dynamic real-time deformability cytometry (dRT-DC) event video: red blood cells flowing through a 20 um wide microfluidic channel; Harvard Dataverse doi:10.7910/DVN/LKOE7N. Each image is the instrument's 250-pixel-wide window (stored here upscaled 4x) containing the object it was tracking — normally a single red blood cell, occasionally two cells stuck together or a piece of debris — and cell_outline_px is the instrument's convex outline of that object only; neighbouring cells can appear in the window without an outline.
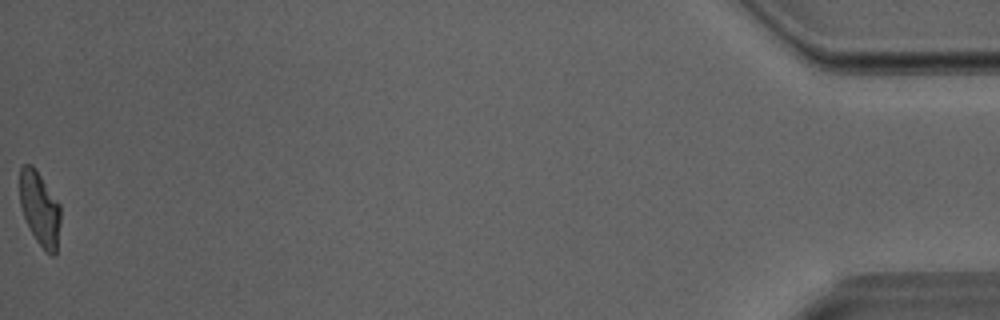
{"species": "Egyptian fruit bat (a non-hibernating species)", "species_latin": "Rousettus aegyptiacus", "temperature_condition": "room temperature", "stored_images_in_passage": 28, "camera_frame_rate_fps": 3000, "um_per_image_px": 0.085, "animal": {"sex": "male"}, "frame": {"image": 1, "passage_image": 28, "time_ms": 9.0, "image_size_px": [1000, 320], "cell_outline_px": [[60, 224], [56, 256], [52, 256], [44, 252], [36, 240], [24, 216], [20, 204], [20, 168], [24, 164], [32, 164], [60, 204]], "centroid_in_image_um": [3.4, 17.77], "position_along_channel_um": 431.8, "area_um2": 17.57}}